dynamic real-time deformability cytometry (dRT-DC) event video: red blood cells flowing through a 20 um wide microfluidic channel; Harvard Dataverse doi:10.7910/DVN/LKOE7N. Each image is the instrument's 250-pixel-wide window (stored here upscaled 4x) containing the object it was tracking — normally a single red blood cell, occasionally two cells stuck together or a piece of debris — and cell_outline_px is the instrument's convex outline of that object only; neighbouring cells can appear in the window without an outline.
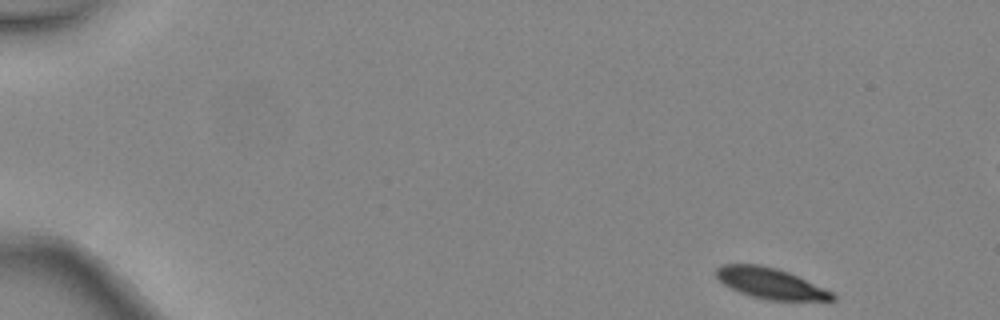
{"species": "common noctule bat (a hibernating species)", "species_latin": "Nyctalus noctula", "temperature_condition": "warm", "stored_images_in_passage": 4, "camera_frame_rate_fps": 3000, "um_per_image_px": 0.085, "animal": {"sex": "female", "body_mass_g": 24.6, "forearm_length_mm": 56.2}, "frame": {"image": 1, "passage_image": 1, "time_ms": 0.0, "image_size_px": [1000, 320], "cell_outline_px": [[836, 300], [768, 300], [752, 296], [740, 292], [724, 284], [716, 276], [716, 268], [720, 264], [760, 264], [776, 268], [788, 272], [824, 288], [832, 292], [836, 296]], "centroid_in_image_um": [65.48, 24.07], "position_along_channel_um": 19.5, "area_um2": 20.58}}